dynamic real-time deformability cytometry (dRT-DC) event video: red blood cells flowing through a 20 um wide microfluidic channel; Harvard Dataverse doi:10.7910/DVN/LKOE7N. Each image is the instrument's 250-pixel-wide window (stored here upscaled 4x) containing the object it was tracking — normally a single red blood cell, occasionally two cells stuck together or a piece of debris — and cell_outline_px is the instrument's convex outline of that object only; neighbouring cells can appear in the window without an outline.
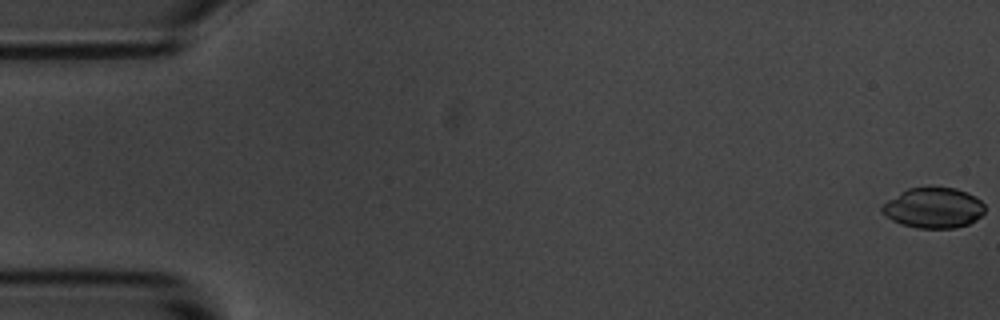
{"species": "common noctule bat (a hibernating species)", "species_latin": "Nyctalus noctula", "temperature_condition": "room temperature", "stored_images_in_passage": 56, "camera_frame_rate_fps": 3000, "um_per_image_px": 0.085, "animal": {"sex": "male", "body_mass_g": 20.1, "forearm_length_mm": 53.5}, "frame": {"image": 1, "passage_image": 1, "time_ms": 0.0, "image_size_px": [1000, 320], "cell_outline_px": [[984, 212], [976, 220], [968, 224], [956, 228], [916, 228], [892, 220], [880, 212], [880, 208], [888, 200], [908, 188], [956, 188], [968, 192], [976, 196], [984, 204]], "centroid_in_image_um": [79.37, 17.67], "position_along_channel_um": 5.6, "area_um2": 24.1}}
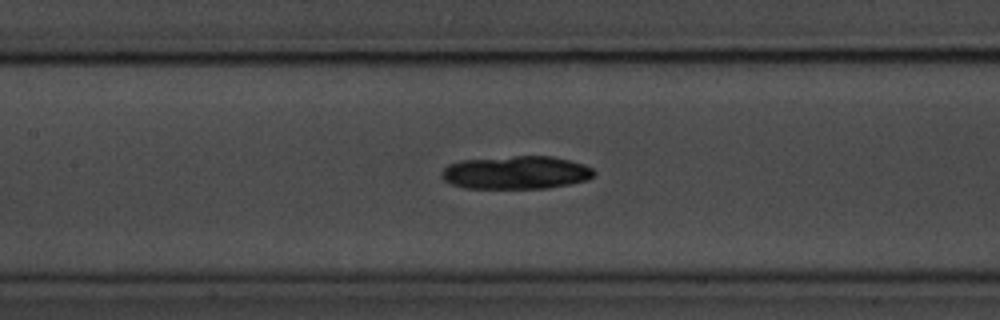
{"frame": {"image": 2, "passage_image": 26, "time_ms": 8.333, "image_size_px": [1000, 320], "cell_outline_px": [[596, 176], [588, 180], [548, 188], [464, 188], [452, 184], [444, 180], [440, 176], [440, 172], [448, 164], [460, 160], [516, 156], [552, 156], [584, 164], [592, 168], [596, 172]], "centroid_in_image_um": [43.87, 14.67], "position_along_channel_um": 163.5, "area_um2": 29.59}}
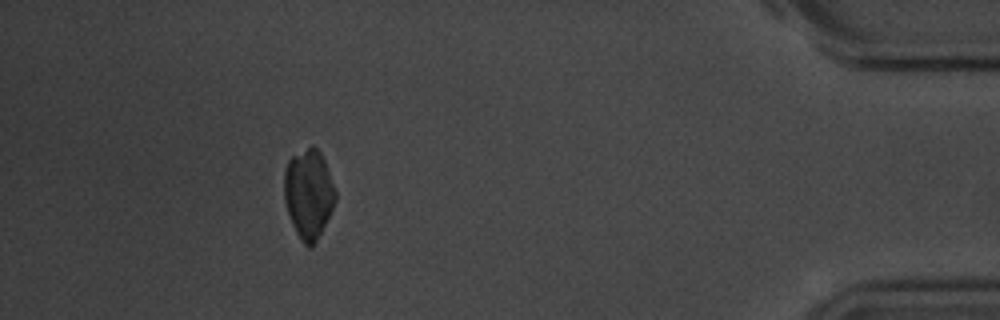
{"frame": {"image": 3, "passage_image": 51, "time_ms": 16.667, "image_size_px": [1000, 320], "cell_outline_px": [[336, 200], [312, 248], [308, 248], [304, 244], [296, 232], [292, 224], [284, 200], [284, 172], [288, 160], [292, 156], [312, 144], [320, 152], [324, 160], [336, 192]], "centroid_in_image_um": [26.21, 16.45], "position_along_channel_um": 409.0, "area_um2": 26.36}, "authors_computed_cell_mechanics": {"area_um2": 27.9174, "velocity_mm_per_s": 3.6224, "shape_relaxation_time_tau1_ms": 4.232, "shape_relaxation_time_tau2_ms": 8.7668, "deformation_change_tau1": 0.1444, "deformation_change_tau2": 0.0873}}